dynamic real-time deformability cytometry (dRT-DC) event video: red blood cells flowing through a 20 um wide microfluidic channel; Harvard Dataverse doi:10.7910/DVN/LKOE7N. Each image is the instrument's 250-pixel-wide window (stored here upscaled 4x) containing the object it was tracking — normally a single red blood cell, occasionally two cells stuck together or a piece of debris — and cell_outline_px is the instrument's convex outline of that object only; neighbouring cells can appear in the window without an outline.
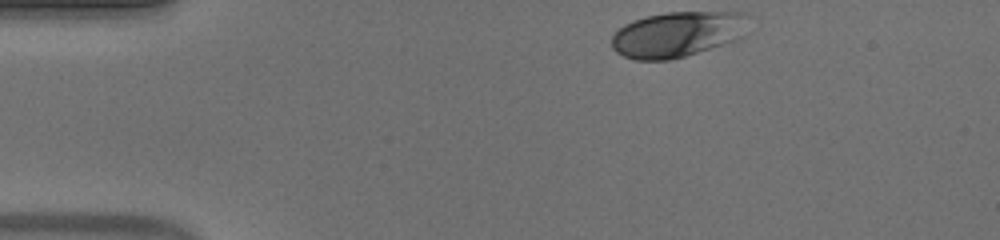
{"species": "human", "species_latin": "Homo sapiens", "temperature_condition": "warm", "stored_images_in_passage": 36, "camera_frame_rate_fps": 3000, "um_per_image_px": 0.085, "donor": {"sex": "male"}, "frame": {"image": 1, "passage_image": 1, "time_ms": 0.0, "image_size_px": [1000, 240], "cell_outline_px": [[752, 16], [744, 36], [740, 40], [684, 56], [668, 60], [636, 60], [624, 56], [616, 52], [612, 48], [612, 36], [624, 24], [648, 16], [668, 12], [748, 12]], "centroid_in_image_um": [57.69, 2.9], "position_along_channel_um": 27.3, "area_um2": 36.76}}
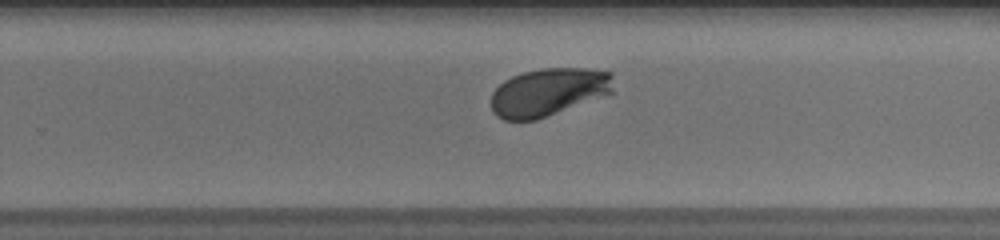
{"frame": {"image": 2, "passage_image": 26, "time_ms": 8.333, "image_size_px": [1000, 240], "cell_outline_px": [[612, 92], [536, 120], [504, 120], [496, 116], [492, 112], [492, 92], [504, 80], [512, 76], [524, 72], [540, 68], [588, 68], [612, 72]], "centroid_in_image_um": [46.58, 7.81], "position_along_channel_um": 283.2, "area_um2": 33.87}}
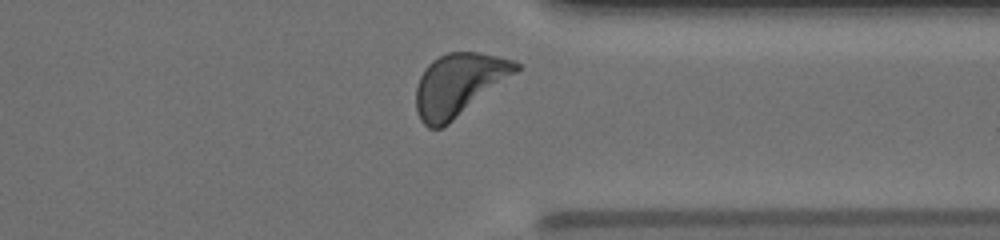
{"frame": {"image": 3, "passage_image": 33, "time_ms": 10.667, "image_size_px": [1000, 240], "cell_outline_px": [[520, 68], [516, 72], [448, 124], [440, 128], [428, 128], [420, 120], [416, 112], [416, 88], [420, 76], [428, 64], [432, 60], [448, 52], [476, 52], [496, 56], [512, 60], [520, 64]], "centroid_in_image_um": [38.95, 7.19], "position_along_channel_um": 372.4, "area_um2": 35.78}, "authors_computed_cell_mechanics": {"area_um2": 35.1713, "velocity_mm_per_s": 3.8843, "shape_relaxation_time_tau1_ms": 2.5011, "shape_relaxation_time_tau2_ms": null, "deformation_change_tau1": 0.1516, "deformation_change_tau2": null}}